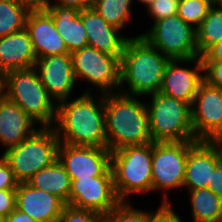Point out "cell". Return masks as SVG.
<instances>
[{
    "label": "cell",
    "mask_w": 222,
    "mask_h": 222,
    "mask_svg": "<svg viewBox=\"0 0 222 222\" xmlns=\"http://www.w3.org/2000/svg\"><path fill=\"white\" fill-rule=\"evenodd\" d=\"M83 93L71 101L65 99L57 103L54 124L57 137L60 142L75 146L108 148L104 94L99 92L101 96L95 95V100L89 89Z\"/></svg>",
    "instance_id": "6da1fadb"
},
{
    "label": "cell",
    "mask_w": 222,
    "mask_h": 222,
    "mask_svg": "<svg viewBox=\"0 0 222 222\" xmlns=\"http://www.w3.org/2000/svg\"><path fill=\"white\" fill-rule=\"evenodd\" d=\"M140 96L121 92L104 94L105 132L108 149L151 143L146 104Z\"/></svg>",
    "instance_id": "7a4b0ae2"
},
{
    "label": "cell",
    "mask_w": 222,
    "mask_h": 222,
    "mask_svg": "<svg viewBox=\"0 0 222 222\" xmlns=\"http://www.w3.org/2000/svg\"><path fill=\"white\" fill-rule=\"evenodd\" d=\"M169 61L142 36L130 37L120 60V89L124 83L128 87L119 92L141 97L158 92Z\"/></svg>",
    "instance_id": "3957f363"
},
{
    "label": "cell",
    "mask_w": 222,
    "mask_h": 222,
    "mask_svg": "<svg viewBox=\"0 0 222 222\" xmlns=\"http://www.w3.org/2000/svg\"><path fill=\"white\" fill-rule=\"evenodd\" d=\"M6 98L21 107L40 127H54L57 103L43 86L35 67L6 72Z\"/></svg>",
    "instance_id": "277c9868"
},
{
    "label": "cell",
    "mask_w": 222,
    "mask_h": 222,
    "mask_svg": "<svg viewBox=\"0 0 222 222\" xmlns=\"http://www.w3.org/2000/svg\"><path fill=\"white\" fill-rule=\"evenodd\" d=\"M149 131L153 142L195 141L191 105L160 91L146 95Z\"/></svg>",
    "instance_id": "5b68a950"
},
{
    "label": "cell",
    "mask_w": 222,
    "mask_h": 222,
    "mask_svg": "<svg viewBox=\"0 0 222 222\" xmlns=\"http://www.w3.org/2000/svg\"><path fill=\"white\" fill-rule=\"evenodd\" d=\"M152 155L153 142L111 152L114 188L120 201H130L133 192L152 191Z\"/></svg>",
    "instance_id": "8992f818"
},
{
    "label": "cell",
    "mask_w": 222,
    "mask_h": 222,
    "mask_svg": "<svg viewBox=\"0 0 222 222\" xmlns=\"http://www.w3.org/2000/svg\"><path fill=\"white\" fill-rule=\"evenodd\" d=\"M59 139L54 127H39L18 145L3 152L15 178L27 182L57 159Z\"/></svg>",
    "instance_id": "52a82bcc"
},
{
    "label": "cell",
    "mask_w": 222,
    "mask_h": 222,
    "mask_svg": "<svg viewBox=\"0 0 222 222\" xmlns=\"http://www.w3.org/2000/svg\"><path fill=\"white\" fill-rule=\"evenodd\" d=\"M197 142H153L152 192L164 190L162 203H171L169 190L183 188L188 151Z\"/></svg>",
    "instance_id": "ba28073f"
},
{
    "label": "cell",
    "mask_w": 222,
    "mask_h": 222,
    "mask_svg": "<svg viewBox=\"0 0 222 222\" xmlns=\"http://www.w3.org/2000/svg\"><path fill=\"white\" fill-rule=\"evenodd\" d=\"M142 36L150 45L170 59H189L199 56L196 29L178 14L153 22Z\"/></svg>",
    "instance_id": "9c48e42d"
},
{
    "label": "cell",
    "mask_w": 222,
    "mask_h": 222,
    "mask_svg": "<svg viewBox=\"0 0 222 222\" xmlns=\"http://www.w3.org/2000/svg\"><path fill=\"white\" fill-rule=\"evenodd\" d=\"M71 57L76 81L78 79L88 81L101 94L119 92L120 59L118 57L98 51L91 46L74 51Z\"/></svg>",
    "instance_id": "30bf717a"
},
{
    "label": "cell",
    "mask_w": 222,
    "mask_h": 222,
    "mask_svg": "<svg viewBox=\"0 0 222 222\" xmlns=\"http://www.w3.org/2000/svg\"><path fill=\"white\" fill-rule=\"evenodd\" d=\"M120 202L115 192L111 167L102 176L74 179L71 182L68 202L71 207L106 215Z\"/></svg>",
    "instance_id": "8fae6325"
},
{
    "label": "cell",
    "mask_w": 222,
    "mask_h": 222,
    "mask_svg": "<svg viewBox=\"0 0 222 222\" xmlns=\"http://www.w3.org/2000/svg\"><path fill=\"white\" fill-rule=\"evenodd\" d=\"M195 141H209L222 131V89L203 81L191 105Z\"/></svg>",
    "instance_id": "7c38bea8"
},
{
    "label": "cell",
    "mask_w": 222,
    "mask_h": 222,
    "mask_svg": "<svg viewBox=\"0 0 222 222\" xmlns=\"http://www.w3.org/2000/svg\"><path fill=\"white\" fill-rule=\"evenodd\" d=\"M57 159L71 181L102 176L111 167V151L108 148L75 146L60 142Z\"/></svg>",
    "instance_id": "4fadbf2b"
},
{
    "label": "cell",
    "mask_w": 222,
    "mask_h": 222,
    "mask_svg": "<svg viewBox=\"0 0 222 222\" xmlns=\"http://www.w3.org/2000/svg\"><path fill=\"white\" fill-rule=\"evenodd\" d=\"M181 63L195 64L194 68L181 67ZM204 67L200 56L189 59H170L160 92L192 105L199 86L204 81ZM202 73V74H201Z\"/></svg>",
    "instance_id": "5bb4252c"
},
{
    "label": "cell",
    "mask_w": 222,
    "mask_h": 222,
    "mask_svg": "<svg viewBox=\"0 0 222 222\" xmlns=\"http://www.w3.org/2000/svg\"><path fill=\"white\" fill-rule=\"evenodd\" d=\"M43 86L57 102L69 99L77 83L71 53L37 59L35 66Z\"/></svg>",
    "instance_id": "9a60e30c"
},
{
    "label": "cell",
    "mask_w": 222,
    "mask_h": 222,
    "mask_svg": "<svg viewBox=\"0 0 222 222\" xmlns=\"http://www.w3.org/2000/svg\"><path fill=\"white\" fill-rule=\"evenodd\" d=\"M25 29L29 32L37 59L69 53L52 16L42 6H34L29 11Z\"/></svg>",
    "instance_id": "2e32d148"
},
{
    "label": "cell",
    "mask_w": 222,
    "mask_h": 222,
    "mask_svg": "<svg viewBox=\"0 0 222 222\" xmlns=\"http://www.w3.org/2000/svg\"><path fill=\"white\" fill-rule=\"evenodd\" d=\"M82 23L87 34L88 46L121 60L129 37L119 34L121 30L110 25L93 6L82 9Z\"/></svg>",
    "instance_id": "e0dca14e"
},
{
    "label": "cell",
    "mask_w": 222,
    "mask_h": 222,
    "mask_svg": "<svg viewBox=\"0 0 222 222\" xmlns=\"http://www.w3.org/2000/svg\"><path fill=\"white\" fill-rule=\"evenodd\" d=\"M16 209L37 222H57L66 204L58 197L20 182L16 188Z\"/></svg>",
    "instance_id": "ac0fdd59"
},
{
    "label": "cell",
    "mask_w": 222,
    "mask_h": 222,
    "mask_svg": "<svg viewBox=\"0 0 222 222\" xmlns=\"http://www.w3.org/2000/svg\"><path fill=\"white\" fill-rule=\"evenodd\" d=\"M220 163L215 147L209 141H198L189 151L183 188L197 190L211 186L212 173Z\"/></svg>",
    "instance_id": "d6986e66"
},
{
    "label": "cell",
    "mask_w": 222,
    "mask_h": 222,
    "mask_svg": "<svg viewBox=\"0 0 222 222\" xmlns=\"http://www.w3.org/2000/svg\"><path fill=\"white\" fill-rule=\"evenodd\" d=\"M37 124L21 107L5 98L0 101V144L6 151L18 145L37 129Z\"/></svg>",
    "instance_id": "ffe728a7"
},
{
    "label": "cell",
    "mask_w": 222,
    "mask_h": 222,
    "mask_svg": "<svg viewBox=\"0 0 222 222\" xmlns=\"http://www.w3.org/2000/svg\"><path fill=\"white\" fill-rule=\"evenodd\" d=\"M42 7L52 16L55 28L69 53L88 46L87 34L82 23V10L64 8L55 3Z\"/></svg>",
    "instance_id": "44dd1931"
},
{
    "label": "cell",
    "mask_w": 222,
    "mask_h": 222,
    "mask_svg": "<svg viewBox=\"0 0 222 222\" xmlns=\"http://www.w3.org/2000/svg\"><path fill=\"white\" fill-rule=\"evenodd\" d=\"M37 57L29 32L22 31L0 37V70L34 67Z\"/></svg>",
    "instance_id": "7402d4cb"
},
{
    "label": "cell",
    "mask_w": 222,
    "mask_h": 222,
    "mask_svg": "<svg viewBox=\"0 0 222 222\" xmlns=\"http://www.w3.org/2000/svg\"><path fill=\"white\" fill-rule=\"evenodd\" d=\"M71 182L70 176L58 159L39 170L27 181L32 187L60 198L66 205L69 202Z\"/></svg>",
    "instance_id": "603a6c76"
},
{
    "label": "cell",
    "mask_w": 222,
    "mask_h": 222,
    "mask_svg": "<svg viewBox=\"0 0 222 222\" xmlns=\"http://www.w3.org/2000/svg\"><path fill=\"white\" fill-rule=\"evenodd\" d=\"M193 222H222V198L209 188L189 190Z\"/></svg>",
    "instance_id": "cb8c5ba5"
},
{
    "label": "cell",
    "mask_w": 222,
    "mask_h": 222,
    "mask_svg": "<svg viewBox=\"0 0 222 222\" xmlns=\"http://www.w3.org/2000/svg\"><path fill=\"white\" fill-rule=\"evenodd\" d=\"M32 8L25 0H0V37L24 30Z\"/></svg>",
    "instance_id": "d4e9b609"
},
{
    "label": "cell",
    "mask_w": 222,
    "mask_h": 222,
    "mask_svg": "<svg viewBox=\"0 0 222 222\" xmlns=\"http://www.w3.org/2000/svg\"><path fill=\"white\" fill-rule=\"evenodd\" d=\"M196 32L200 56L209 46L222 39V8L217 4L212 5Z\"/></svg>",
    "instance_id": "484cf974"
},
{
    "label": "cell",
    "mask_w": 222,
    "mask_h": 222,
    "mask_svg": "<svg viewBox=\"0 0 222 222\" xmlns=\"http://www.w3.org/2000/svg\"><path fill=\"white\" fill-rule=\"evenodd\" d=\"M133 1L93 0L92 6L110 25L122 30L133 15L131 11Z\"/></svg>",
    "instance_id": "4316f807"
},
{
    "label": "cell",
    "mask_w": 222,
    "mask_h": 222,
    "mask_svg": "<svg viewBox=\"0 0 222 222\" xmlns=\"http://www.w3.org/2000/svg\"><path fill=\"white\" fill-rule=\"evenodd\" d=\"M213 4L208 0H179L178 16L197 29Z\"/></svg>",
    "instance_id": "83f0119b"
},
{
    "label": "cell",
    "mask_w": 222,
    "mask_h": 222,
    "mask_svg": "<svg viewBox=\"0 0 222 222\" xmlns=\"http://www.w3.org/2000/svg\"><path fill=\"white\" fill-rule=\"evenodd\" d=\"M107 222H147V210L143 211L131 206L129 201H121L108 214Z\"/></svg>",
    "instance_id": "f1b7e54d"
},
{
    "label": "cell",
    "mask_w": 222,
    "mask_h": 222,
    "mask_svg": "<svg viewBox=\"0 0 222 222\" xmlns=\"http://www.w3.org/2000/svg\"><path fill=\"white\" fill-rule=\"evenodd\" d=\"M179 0H155L147 8L152 20L158 21L178 13Z\"/></svg>",
    "instance_id": "f546056e"
},
{
    "label": "cell",
    "mask_w": 222,
    "mask_h": 222,
    "mask_svg": "<svg viewBox=\"0 0 222 222\" xmlns=\"http://www.w3.org/2000/svg\"><path fill=\"white\" fill-rule=\"evenodd\" d=\"M96 215L97 213L91 210L78 209L66 205L57 222H90Z\"/></svg>",
    "instance_id": "4dcf8cb0"
},
{
    "label": "cell",
    "mask_w": 222,
    "mask_h": 222,
    "mask_svg": "<svg viewBox=\"0 0 222 222\" xmlns=\"http://www.w3.org/2000/svg\"><path fill=\"white\" fill-rule=\"evenodd\" d=\"M204 81L209 85L222 89V60L202 61Z\"/></svg>",
    "instance_id": "1f68e13d"
},
{
    "label": "cell",
    "mask_w": 222,
    "mask_h": 222,
    "mask_svg": "<svg viewBox=\"0 0 222 222\" xmlns=\"http://www.w3.org/2000/svg\"><path fill=\"white\" fill-rule=\"evenodd\" d=\"M147 222H184L173 210L171 203H161L158 210L147 211Z\"/></svg>",
    "instance_id": "d6a6232c"
},
{
    "label": "cell",
    "mask_w": 222,
    "mask_h": 222,
    "mask_svg": "<svg viewBox=\"0 0 222 222\" xmlns=\"http://www.w3.org/2000/svg\"><path fill=\"white\" fill-rule=\"evenodd\" d=\"M19 182L15 178L8 162L0 156V190L16 189Z\"/></svg>",
    "instance_id": "836d02e7"
},
{
    "label": "cell",
    "mask_w": 222,
    "mask_h": 222,
    "mask_svg": "<svg viewBox=\"0 0 222 222\" xmlns=\"http://www.w3.org/2000/svg\"><path fill=\"white\" fill-rule=\"evenodd\" d=\"M16 189L0 190V217L6 218L16 209Z\"/></svg>",
    "instance_id": "e575fe53"
},
{
    "label": "cell",
    "mask_w": 222,
    "mask_h": 222,
    "mask_svg": "<svg viewBox=\"0 0 222 222\" xmlns=\"http://www.w3.org/2000/svg\"><path fill=\"white\" fill-rule=\"evenodd\" d=\"M56 1V2H55ZM53 0V3L64 8H74L79 11L92 6L93 0ZM52 0H43V5L51 4Z\"/></svg>",
    "instance_id": "d590c367"
},
{
    "label": "cell",
    "mask_w": 222,
    "mask_h": 222,
    "mask_svg": "<svg viewBox=\"0 0 222 222\" xmlns=\"http://www.w3.org/2000/svg\"><path fill=\"white\" fill-rule=\"evenodd\" d=\"M200 57L202 61L222 60V39L209 46Z\"/></svg>",
    "instance_id": "8d00e7d4"
},
{
    "label": "cell",
    "mask_w": 222,
    "mask_h": 222,
    "mask_svg": "<svg viewBox=\"0 0 222 222\" xmlns=\"http://www.w3.org/2000/svg\"><path fill=\"white\" fill-rule=\"evenodd\" d=\"M209 189L218 197L222 198V164L219 163L213 173L211 178V186Z\"/></svg>",
    "instance_id": "74e56055"
},
{
    "label": "cell",
    "mask_w": 222,
    "mask_h": 222,
    "mask_svg": "<svg viewBox=\"0 0 222 222\" xmlns=\"http://www.w3.org/2000/svg\"><path fill=\"white\" fill-rule=\"evenodd\" d=\"M4 222H37L32 219L28 214L15 209L12 213H10L6 218H4Z\"/></svg>",
    "instance_id": "f35d334b"
},
{
    "label": "cell",
    "mask_w": 222,
    "mask_h": 222,
    "mask_svg": "<svg viewBox=\"0 0 222 222\" xmlns=\"http://www.w3.org/2000/svg\"><path fill=\"white\" fill-rule=\"evenodd\" d=\"M209 142L215 147L220 163L222 164V137H214Z\"/></svg>",
    "instance_id": "ab89813d"
},
{
    "label": "cell",
    "mask_w": 222,
    "mask_h": 222,
    "mask_svg": "<svg viewBox=\"0 0 222 222\" xmlns=\"http://www.w3.org/2000/svg\"><path fill=\"white\" fill-rule=\"evenodd\" d=\"M6 98V72L0 70V101Z\"/></svg>",
    "instance_id": "60d3db41"
},
{
    "label": "cell",
    "mask_w": 222,
    "mask_h": 222,
    "mask_svg": "<svg viewBox=\"0 0 222 222\" xmlns=\"http://www.w3.org/2000/svg\"><path fill=\"white\" fill-rule=\"evenodd\" d=\"M90 222H107L106 215L97 214Z\"/></svg>",
    "instance_id": "b9f144b4"
},
{
    "label": "cell",
    "mask_w": 222,
    "mask_h": 222,
    "mask_svg": "<svg viewBox=\"0 0 222 222\" xmlns=\"http://www.w3.org/2000/svg\"><path fill=\"white\" fill-rule=\"evenodd\" d=\"M25 1L29 2L33 7L43 5V0H25Z\"/></svg>",
    "instance_id": "7bdbcfd3"
},
{
    "label": "cell",
    "mask_w": 222,
    "mask_h": 222,
    "mask_svg": "<svg viewBox=\"0 0 222 222\" xmlns=\"http://www.w3.org/2000/svg\"><path fill=\"white\" fill-rule=\"evenodd\" d=\"M139 3L144 4L147 8L151 5L155 0H138Z\"/></svg>",
    "instance_id": "ee69618b"
},
{
    "label": "cell",
    "mask_w": 222,
    "mask_h": 222,
    "mask_svg": "<svg viewBox=\"0 0 222 222\" xmlns=\"http://www.w3.org/2000/svg\"><path fill=\"white\" fill-rule=\"evenodd\" d=\"M211 4H213V5H215V4H218V2L220 1V0H208Z\"/></svg>",
    "instance_id": "f6af8a7d"
},
{
    "label": "cell",
    "mask_w": 222,
    "mask_h": 222,
    "mask_svg": "<svg viewBox=\"0 0 222 222\" xmlns=\"http://www.w3.org/2000/svg\"><path fill=\"white\" fill-rule=\"evenodd\" d=\"M217 5L222 8V0H220Z\"/></svg>",
    "instance_id": "bcb514c9"
},
{
    "label": "cell",
    "mask_w": 222,
    "mask_h": 222,
    "mask_svg": "<svg viewBox=\"0 0 222 222\" xmlns=\"http://www.w3.org/2000/svg\"><path fill=\"white\" fill-rule=\"evenodd\" d=\"M216 137H222V131Z\"/></svg>",
    "instance_id": "7dc6e473"
},
{
    "label": "cell",
    "mask_w": 222,
    "mask_h": 222,
    "mask_svg": "<svg viewBox=\"0 0 222 222\" xmlns=\"http://www.w3.org/2000/svg\"><path fill=\"white\" fill-rule=\"evenodd\" d=\"M0 222H4V218H1V217H0Z\"/></svg>",
    "instance_id": "c3c4849f"
}]
</instances>
